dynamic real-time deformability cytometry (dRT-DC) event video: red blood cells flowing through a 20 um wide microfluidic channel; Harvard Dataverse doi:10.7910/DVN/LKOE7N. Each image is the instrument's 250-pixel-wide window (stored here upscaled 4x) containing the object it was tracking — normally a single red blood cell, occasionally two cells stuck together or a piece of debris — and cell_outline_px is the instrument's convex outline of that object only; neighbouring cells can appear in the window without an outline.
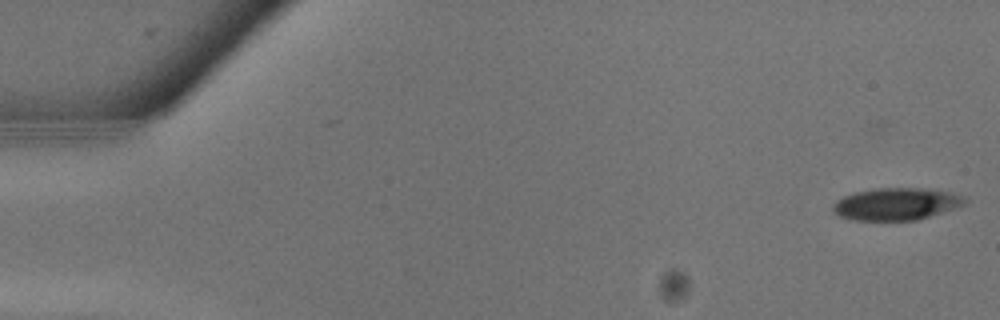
{"species": "common noctule bat (a hibernating species)", "species_latin": "Nyctalus noctula", "temperature_condition": "warm", "stored_images_in_passage": 12, "camera_frame_rate_fps": 3000, "um_per_image_px": 0.085, "animal": {"sex": "male", "body_mass_g": 13.3}, "frame": {"image": 1, "passage_image": 1, "time_ms": 0.0, "image_size_px": [1000, 320], "cell_outline_px": [[968, 200], [964, 204], [916, 220], [852, 220], [840, 216], [832, 208], [836, 200], [844, 196], [856, 192], [876, 188], [924, 188], [952, 192], [968, 196]], "centroid_in_image_um": [76.21, 17.32], "position_along_channel_um": 8.8, "area_um2": 24.57}}
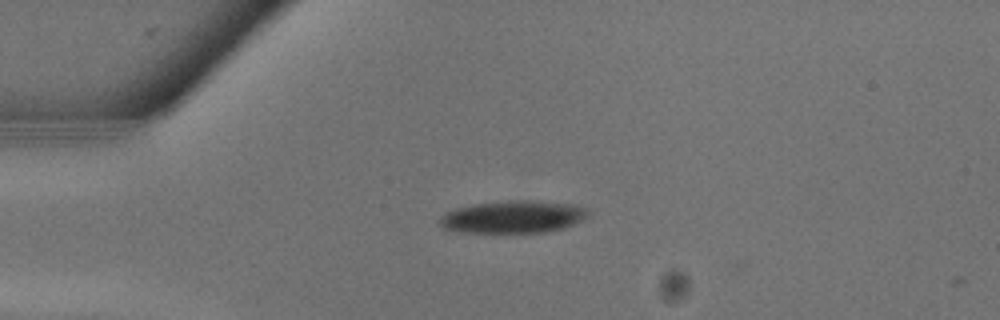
{"frame": {"image": 2, "passage_image": 7, "time_ms": 2.0, "image_size_px": [1000, 320], "cell_outline_px": [[588, 216], [564, 228], [544, 232], [460, 232], [444, 228], [440, 224], [440, 216], [456, 208], [476, 204], [508, 200], [528, 200], [572, 204], [588, 208]], "centroid_in_image_um": [43.62, 18.43], "position_along_channel_um": 41.4, "area_um2": 27.74}}
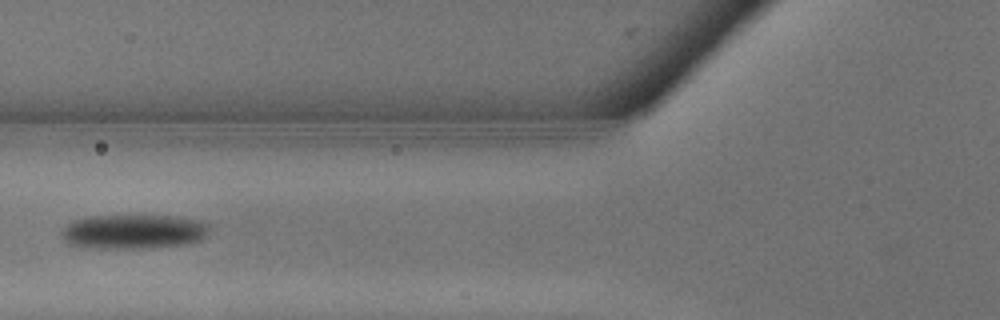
{"frame": {"image": 3, "passage_image": 11, "time_ms": 3.333, "image_size_px": [1000, 320], "cell_outline_px": [[212, 228], [208, 236], [200, 240], [188, 244], [152, 248], [84, 248], [68, 244], [60, 236], [60, 232], [64, 224], [72, 220], [84, 216], [140, 212], [180, 216], [200, 220], [212, 224]], "centroid_in_image_um": [11.37, 19.63], "position_along_channel_um": 114.4, "area_um2": 32.08}}